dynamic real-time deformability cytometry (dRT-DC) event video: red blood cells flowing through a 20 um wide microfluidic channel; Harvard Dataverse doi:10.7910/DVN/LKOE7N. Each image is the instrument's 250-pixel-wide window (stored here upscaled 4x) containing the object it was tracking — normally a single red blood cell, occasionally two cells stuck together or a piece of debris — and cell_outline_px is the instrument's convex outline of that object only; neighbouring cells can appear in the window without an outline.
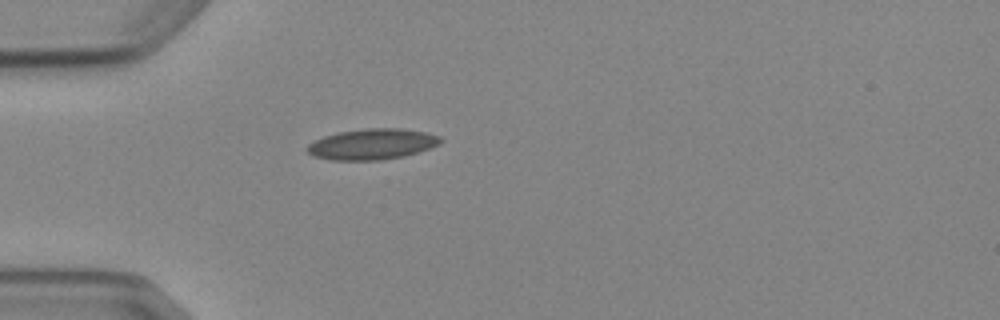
{"species": "Egyptian fruit bat (a non-hibernating species)", "species_latin": "Rousettus aegyptiacus", "temperature_condition": "cold", "stored_images_in_passage": 1, "camera_frame_rate_fps": 3000, "um_per_image_px": 0.085, "animal": {"sex": "female"}, "frame": {"image": 1, "passage_image": 1, "time_ms": 0.0, "image_size_px": [1000, 320], "cell_outline_px": [[444, 140], [440, 144], [404, 156], [380, 160], [332, 160], [316, 156], [308, 152], [304, 148], [308, 144], [324, 136], [340, 132], [368, 128], [400, 128], [424, 132], [440, 136]], "centroid_in_image_um": [31.64, 12.25], "position_along_channel_um": 53.4, "area_um2": 23.7}}